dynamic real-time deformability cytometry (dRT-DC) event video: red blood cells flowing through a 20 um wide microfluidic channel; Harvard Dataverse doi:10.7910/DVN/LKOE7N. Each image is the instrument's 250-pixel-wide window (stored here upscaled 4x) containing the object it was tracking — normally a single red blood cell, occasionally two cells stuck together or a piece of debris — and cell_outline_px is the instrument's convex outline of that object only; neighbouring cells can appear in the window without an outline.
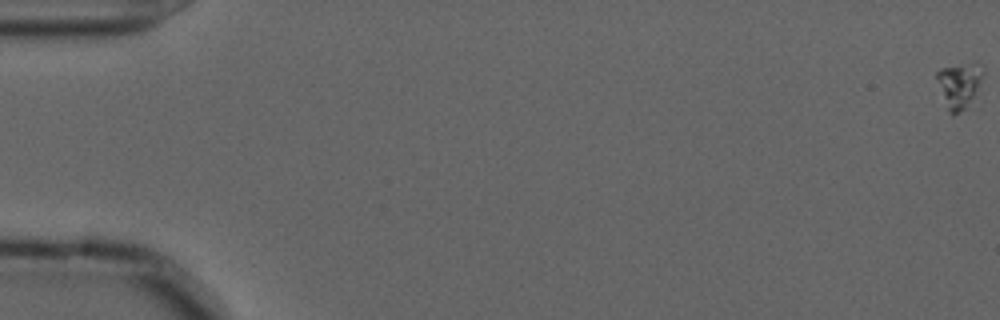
{"species": "common noctule bat (a hibernating species)", "species_latin": "Nyctalus noctula", "temperature_condition": "cold", "stored_images_in_passage": 59, "camera_frame_rate_fps": 3000, "um_per_image_px": 0.085, "animal": {"sex": "male", "forearm_length_mm": 52.5}, "frame": {"image": 1, "passage_image": 1, "time_ms": 0.0, "image_size_px": [1000, 320], "cell_outline_px": [[984, 72], [972, 96], [964, 108], [956, 112], [948, 112], [936, 76], [936, 72], [940, 68], [972, 64]], "centroid_in_image_um": [81.46, 7.23], "position_along_channel_um": 3.5, "area_um2": 10.98}}
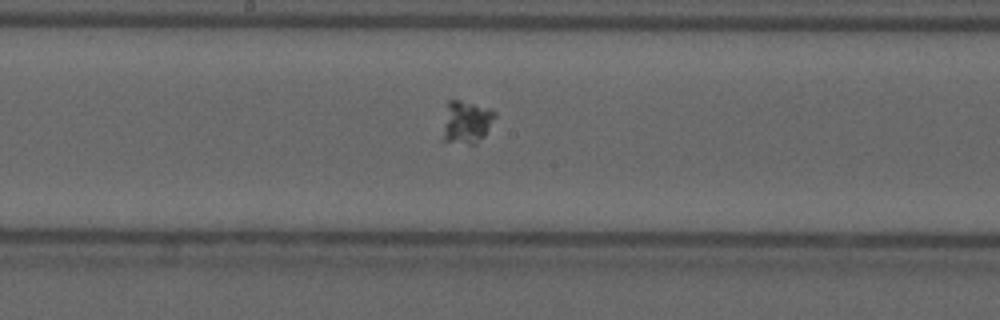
{"frame": {"image": 2, "passage_image": 32, "time_ms": 10.333, "image_size_px": [1000, 320], "cell_outline_px": [[496, 116], [484, 136], [476, 144], [472, 144], [440, 140], [448, 100], [460, 100], [488, 108], [496, 112]], "centroid_in_image_um": [39.62, 10.39], "position_along_channel_um": 208.6, "area_um2": 13.01}}
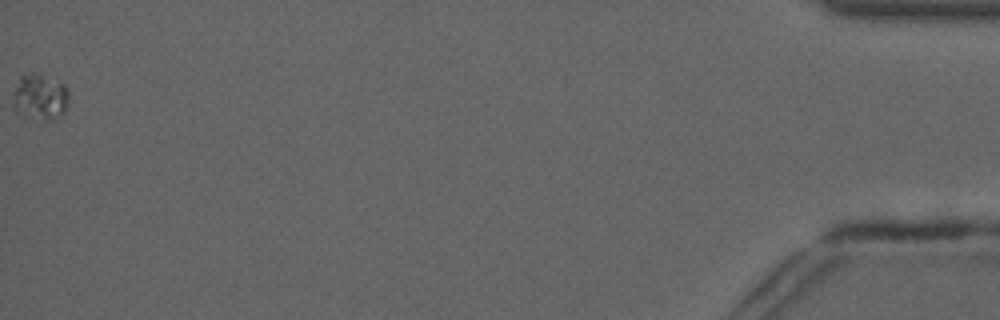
{"frame": {"image": 3, "passage_image": 59, "time_ms": 19.333, "image_size_px": [1000, 320], "cell_outline_px": [[68, 104], [64, 112], [56, 120], [44, 120], [12, 112], [12, 92], [20, 72], [32, 72], [64, 84], [68, 92]], "centroid_in_image_um": [3.32, 8.24], "position_along_channel_um": 431.9, "area_um2": 15.49}}